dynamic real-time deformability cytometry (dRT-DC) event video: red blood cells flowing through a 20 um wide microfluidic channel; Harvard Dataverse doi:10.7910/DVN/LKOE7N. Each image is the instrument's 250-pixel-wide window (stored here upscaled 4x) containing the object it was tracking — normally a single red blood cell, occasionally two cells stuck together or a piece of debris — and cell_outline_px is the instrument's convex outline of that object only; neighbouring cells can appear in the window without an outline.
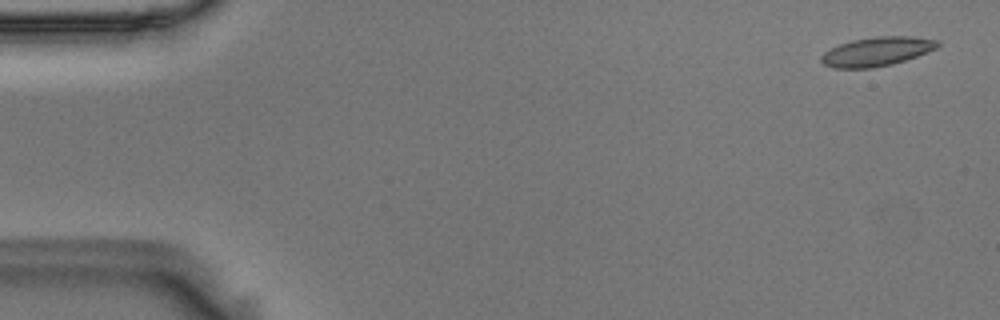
{"species": "Egyptian fruit bat (a non-hibernating species)", "species_latin": "Rousettus aegyptiacus", "temperature_condition": "room temperature", "stored_images_in_passage": 54, "camera_frame_rate_fps": 3000, "um_per_image_px": 0.085, "animal": {"sex": "male"}, "frame": {"image": 1, "passage_image": 2, "time_ms": 0.333, "image_size_px": [1000, 320], "cell_outline_px": [[940, 44], [936, 48], [916, 56], [892, 64], [872, 68], [832, 68], [824, 64], [820, 60], [820, 56], [824, 52], [840, 44], [852, 40], [876, 36], [912, 36], [940, 40]], "centroid_in_image_um": [74.52, 4.37], "position_along_channel_um": 10.5, "area_um2": 19.65}}
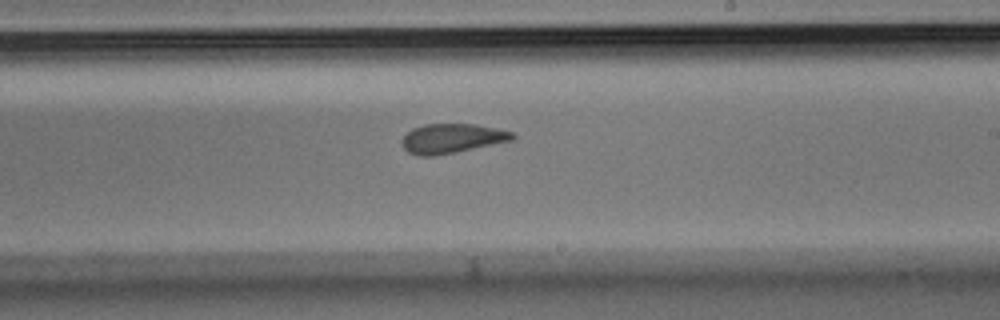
{"frame": {"image": 2, "passage_image": 32, "time_ms": 10.333, "image_size_px": [1000, 320], "cell_outline_px": [[516, 136], [512, 140], [456, 152], [436, 156], [416, 156], [408, 152], [400, 144], [400, 140], [412, 128], [424, 124], [476, 124], [496, 128], [512, 132]], "centroid_in_image_um": [38.36, 11.77], "position_along_channel_um": 250.6, "area_um2": 19.07}}
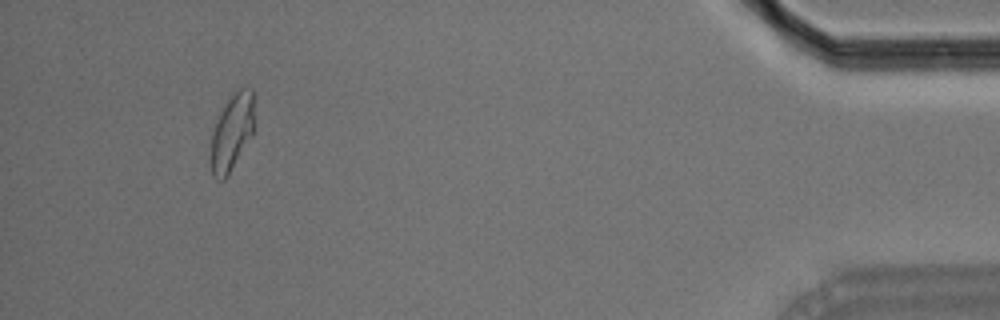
{"frame": {"image": 3, "passage_image": 51, "time_ms": 16.667, "image_size_px": [1000, 320], "cell_outline_px": [[252, 132], [228, 176], [224, 180], [216, 180], [212, 176], [212, 132], [216, 120], [220, 112], [228, 100], [240, 88], [252, 88]], "centroid_in_image_um": [19.67, 11.28], "position_along_channel_um": 415.5, "area_um2": 18.5}, "authors_computed_cell_mechanics": {"area_um2": 19.3052, "velocity_mm_per_s": 3.6564, "shape_relaxation_time_tau1_ms": 11.3667, "shape_relaxation_time_tau2_ms": 1.8578, "deformation_change_tau1": 0.2367, "deformation_change_tau2": 0.0868}}